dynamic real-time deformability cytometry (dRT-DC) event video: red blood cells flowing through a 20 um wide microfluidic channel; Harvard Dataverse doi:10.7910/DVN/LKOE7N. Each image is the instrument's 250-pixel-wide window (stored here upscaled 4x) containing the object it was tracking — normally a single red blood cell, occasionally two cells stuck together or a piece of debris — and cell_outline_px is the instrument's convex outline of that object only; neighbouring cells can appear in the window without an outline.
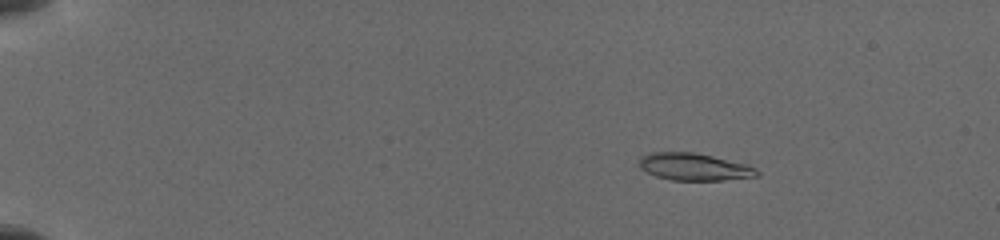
{"species": "common noctule bat (a hibernating species)", "species_latin": "Nyctalus noctula", "temperature_condition": "cold", "stored_images_in_passage": 50, "camera_frame_rate_fps": 3000, "um_per_image_px": 0.085, "animal": {"sex": "female", "body_mass_g": 19.5, "forearm_length_mm": 54.1}, "frame": {"image": 1, "passage_image": 12, "time_ms": 2.0, "image_size_px": [1000, 240], "cell_outline_px": [[760, 176], [724, 180], [672, 180], [656, 176], [640, 168], [640, 156], [652, 152], [692, 152], [712, 156], [748, 164], [756, 168], [760, 172]], "centroid_in_image_um": [59.05, 14.18], "position_along_channel_um": 26.0, "area_um2": 18.73}}
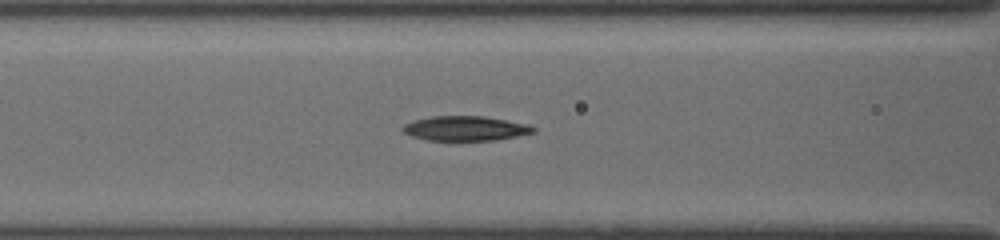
{"frame": {"image": 2, "passage_image": 38, "time_ms": 7.333, "image_size_px": [1000, 240], "cell_outline_px": [[536, 132], [496, 140], [448, 144], [428, 140], [412, 136], [404, 132], [400, 128], [404, 124], [412, 120], [432, 116], [484, 116], [528, 124], [536, 128]], "centroid_in_image_um": [39.51, 10.96], "position_along_channel_um": 127.1, "area_um2": 19.77}}
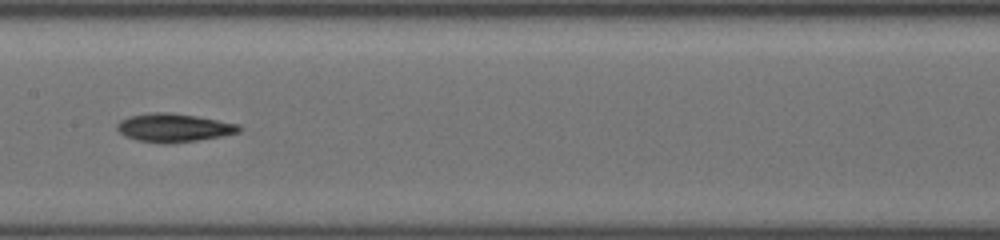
{"frame": {"image": 3, "passage_image": 49, "time_ms": 9.0, "image_size_px": [1000, 240], "cell_outline_px": [[244, 128], [240, 132], [220, 136], [172, 144], [160, 144], [136, 140], [124, 136], [116, 128], [116, 124], [120, 120], [128, 116], [152, 112], [164, 112], [196, 116], [240, 124]], "centroid_in_image_um": [14.75, 10.86], "position_along_channel_um": 192.6, "area_um2": 20.4}}